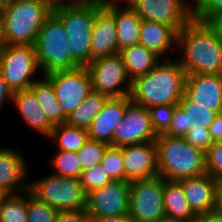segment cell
Returning a JSON list of instances; mask_svg holds the SVG:
<instances>
[{"label": "cell", "mask_w": 222, "mask_h": 222, "mask_svg": "<svg viewBox=\"0 0 222 222\" xmlns=\"http://www.w3.org/2000/svg\"><path fill=\"white\" fill-rule=\"evenodd\" d=\"M157 137L148 108L131 101L126 106L122 121L114 131L113 146L143 144L155 141Z\"/></svg>", "instance_id": "obj_14"}, {"label": "cell", "mask_w": 222, "mask_h": 222, "mask_svg": "<svg viewBox=\"0 0 222 222\" xmlns=\"http://www.w3.org/2000/svg\"><path fill=\"white\" fill-rule=\"evenodd\" d=\"M177 105H154L148 108L153 128L157 135L164 134L172 121V115Z\"/></svg>", "instance_id": "obj_36"}, {"label": "cell", "mask_w": 222, "mask_h": 222, "mask_svg": "<svg viewBox=\"0 0 222 222\" xmlns=\"http://www.w3.org/2000/svg\"><path fill=\"white\" fill-rule=\"evenodd\" d=\"M102 5L103 0H63L54 4L52 13L62 22L69 37L70 55L80 66L91 62L92 29Z\"/></svg>", "instance_id": "obj_3"}, {"label": "cell", "mask_w": 222, "mask_h": 222, "mask_svg": "<svg viewBox=\"0 0 222 222\" xmlns=\"http://www.w3.org/2000/svg\"><path fill=\"white\" fill-rule=\"evenodd\" d=\"M28 191L5 195L0 201V222H27Z\"/></svg>", "instance_id": "obj_30"}, {"label": "cell", "mask_w": 222, "mask_h": 222, "mask_svg": "<svg viewBox=\"0 0 222 222\" xmlns=\"http://www.w3.org/2000/svg\"><path fill=\"white\" fill-rule=\"evenodd\" d=\"M45 77L52 83L56 98L68 116L92 91L91 78L85 66L54 72Z\"/></svg>", "instance_id": "obj_12"}, {"label": "cell", "mask_w": 222, "mask_h": 222, "mask_svg": "<svg viewBox=\"0 0 222 222\" xmlns=\"http://www.w3.org/2000/svg\"><path fill=\"white\" fill-rule=\"evenodd\" d=\"M186 73L178 60L162 59L147 74L132 81L131 101L149 108L178 105L184 95Z\"/></svg>", "instance_id": "obj_2"}, {"label": "cell", "mask_w": 222, "mask_h": 222, "mask_svg": "<svg viewBox=\"0 0 222 222\" xmlns=\"http://www.w3.org/2000/svg\"><path fill=\"white\" fill-rule=\"evenodd\" d=\"M193 19L204 21L209 15L222 11V0H192Z\"/></svg>", "instance_id": "obj_38"}, {"label": "cell", "mask_w": 222, "mask_h": 222, "mask_svg": "<svg viewBox=\"0 0 222 222\" xmlns=\"http://www.w3.org/2000/svg\"><path fill=\"white\" fill-rule=\"evenodd\" d=\"M85 67L91 78L92 90L109 98L130 96L132 81L119 54L98 58Z\"/></svg>", "instance_id": "obj_10"}, {"label": "cell", "mask_w": 222, "mask_h": 222, "mask_svg": "<svg viewBox=\"0 0 222 222\" xmlns=\"http://www.w3.org/2000/svg\"><path fill=\"white\" fill-rule=\"evenodd\" d=\"M29 182V192L39 201L60 211H74L86 208L87 194L80 179L67 178L50 173Z\"/></svg>", "instance_id": "obj_7"}, {"label": "cell", "mask_w": 222, "mask_h": 222, "mask_svg": "<svg viewBox=\"0 0 222 222\" xmlns=\"http://www.w3.org/2000/svg\"><path fill=\"white\" fill-rule=\"evenodd\" d=\"M119 55L131 81L147 74L162 60L140 43L119 51Z\"/></svg>", "instance_id": "obj_25"}, {"label": "cell", "mask_w": 222, "mask_h": 222, "mask_svg": "<svg viewBox=\"0 0 222 222\" xmlns=\"http://www.w3.org/2000/svg\"><path fill=\"white\" fill-rule=\"evenodd\" d=\"M141 20L172 26L177 32L193 19V2L189 0H126Z\"/></svg>", "instance_id": "obj_11"}, {"label": "cell", "mask_w": 222, "mask_h": 222, "mask_svg": "<svg viewBox=\"0 0 222 222\" xmlns=\"http://www.w3.org/2000/svg\"><path fill=\"white\" fill-rule=\"evenodd\" d=\"M80 181L83 190L86 194L90 193L92 190L100 188L113 180L110 178L108 173L104 170L101 164L95 165L90 169L83 170Z\"/></svg>", "instance_id": "obj_35"}, {"label": "cell", "mask_w": 222, "mask_h": 222, "mask_svg": "<svg viewBox=\"0 0 222 222\" xmlns=\"http://www.w3.org/2000/svg\"><path fill=\"white\" fill-rule=\"evenodd\" d=\"M119 54L117 27L113 14L102 5L97 11L92 29L91 61Z\"/></svg>", "instance_id": "obj_19"}, {"label": "cell", "mask_w": 222, "mask_h": 222, "mask_svg": "<svg viewBox=\"0 0 222 222\" xmlns=\"http://www.w3.org/2000/svg\"><path fill=\"white\" fill-rule=\"evenodd\" d=\"M181 184L190 210L195 216L214 212L216 180L207 172L178 180Z\"/></svg>", "instance_id": "obj_21"}, {"label": "cell", "mask_w": 222, "mask_h": 222, "mask_svg": "<svg viewBox=\"0 0 222 222\" xmlns=\"http://www.w3.org/2000/svg\"><path fill=\"white\" fill-rule=\"evenodd\" d=\"M30 89L34 92L41 109L54 126L66 123L68 115L59 104L52 83L45 76L36 80Z\"/></svg>", "instance_id": "obj_27"}, {"label": "cell", "mask_w": 222, "mask_h": 222, "mask_svg": "<svg viewBox=\"0 0 222 222\" xmlns=\"http://www.w3.org/2000/svg\"><path fill=\"white\" fill-rule=\"evenodd\" d=\"M0 71L13 92L29 89L40 73L36 50L32 45H6L0 52Z\"/></svg>", "instance_id": "obj_9"}, {"label": "cell", "mask_w": 222, "mask_h": 222, "mask_svg": "<svg viewBox=\"0 0 222 222\" xmlns=\"http://www.w3.org/2000/svg\"><path fill=\"white\" fill-rule=\"evenodd\" d=\"M209 132L213 142L222 141V112L216 115Z\"/></svg>", "instance_id": "obj_43"}, {"label": "cell", "mask_w": 222, "mask_h": 222, "mask_svg": "<svg viewBox=\"0 0 222 222\" xmlns=\"http://www.w3.org/2000/svg\"><path fill=\"white\" fill-rule=\"evenodd\" d=\"M109 146L110 145L105 142L89 138V140L77 151L82 170H87L100 164L104 153Z\"/></svg>", "instance_id": "obj_32"}, {"label": "cell", "mask_w": 222, "mask_h": 222, "mask_svg": "<svg viewBox=\"0 0 222 222\" xmlns=\"http://www.w3.org/2000/svg\"><path fill=\"white\" fill-rule=\"evenodd\" d=\"M177 49L186 75H222V41L205 22L192 19L180 30Z\"/></svg>", "instance_id": "obj_1"}, {"label": "cell", "mask_w": 222, "mask_h": 222, "mask_svg": "<svg viewBox=\"0 0 222 222\" xmlns=\"http://www.w3.org/2000/svg\"><path fill=\"white\" fill-rule=\"evenodd\" d=\"M206 171L215 180L222 179V141L213 142L205 152Z\"/></svg>", "instance_id": "obj_37"}, {"label": "cell", "mask_w": 222, "mask_h": 222, "mask_svg": "<svg viewBox=\"0 0 222 222\" xmlns=\"http://www.w3.org/2000/svg\"><path fill=\"white\" fill-rule=\"evenodd\" d=\"M217 114V111L190 100L184 94L175 107L169 129L164 134L183 138L190 128L209 129Z\"/></svg>", "instance_id": "obj_15"}, {"label": "cell", "mask_w": 222, "mask_h": 222, "mask_svg": "<svg viewBox=\"0 0 222 222\" xmlns=\"http://www.w3.org/2000/svg\"><path fill=\"white\" fill-rule=\"evenodd\" d=\"M2 5H3V2L0 0V15H1V12H2Z\"/></svg>", "instance_id": "obj_49"}, {"label": "cell", "mask_w": 222, "mask_h": 222, "mask_svg": "<svg viewBox=\"0 0 222 222\" xmlns=\"http://www.w3.org/2000/svg\"><path fill=\"white\" fill-rule=\"evenodd\" d=\"M185 141L204 152L213 144L209 129L207 128H190L183 137Z\"/></svg>", "instance_id": "obj_39"}, {"label": "cell", "mask_w": 222, "mask_h": 222, "mask_svg": "<svg viewBox=\"0 0 222 222\" xmlns=\"http://www.w3.org/2000/svg\"><path fill=\"white\" fill-rule=\"evenodd\" d=\"M214 211L222 214V179L216 180Z\"/></svg>", "instance_id": "obj_46"}, {"label": "cell", "mask_w": 222, "mask_h": 222, "mask_svg": "<svg viewBox=\"0 0 222 222\" xmlns=\"http://www.w3.org/2000/svg\"><path fill=\"white\" fill-rule=\"evenodd\" d=\"M55 222H93L86 208L74 211H60Z\"/></svg>", "instance_id": "obj_40"}, {"label": "cell", "mask_w": 222, "mask_h": 222, "mask_svg": "<svg viewBox=\"0 0 222 222\" xmlns=\"http://www.w3.org/2000/svg\"><path fill=\"white\" fill-rule=\"evenodd\" d=\"M108 99L109 97L92 90L76 110L68 116L66 123L71 126L88 129Z\"/></svg>", "instance_id": "obj_28"}, {"label": "cell", "mask_w": 222, "mask_h": 222, "mask_svg": "<svg viewBox=\"0 0 222 222\" xmlns=\"http://www.w3.org/2000/svg\"><path fill=\"white\" fill-rule=\"evenodd\" d=\"M57 153L51 159L53 174L67 178L80 179L82 165L77 152L56 150Z\"/></svg>", "instance_id": "obj_31"}, {"label": "cell", "mask_w": 222, "mask_h": 222, "mask_svg": "<svg viewBox=\"0 0 222 222\" xmlns=\"http://www.w3.org/2000/svg\"><path fill=\"white\" fill-rule=\"evenodd\" d=\"M6 46L5 37H4V29H3V17L0 15V52Z\"/></svg>", "instance_id": "obj_47"}, {"label": "cell", "mask_w": 222, "mask_h": 222, "mask_svg": "<svg viewBox=\"0 0 222 222\" xmlns=\"http://www.w3.org/2000/svg\"><path fill=\"white\" fill-rule=\"evenodd\" d=\"M48 139L56 143L57 150L77 152L89 140V134L87 129L62 123L52 129Z\"/></svg>", "instance_id": "obj_29"}, {"label": "cell", "mask_w": 222, "mask_h": 222, "mask_svg": "<svg viewBox=\"0 0 222 222\" xmlns=\"http://www.w3.org/2000/svg\"><path fill=\"white\" fill-rule=\"evenodd\" d=\"M5 196V194H3L1 191H0V201L1 199Z\"/></svg>", "instance_id": "obj_50"}, {"label": "cell", "mask_w": 222, "mask_h": 222, "mask_svg": "<svg viewBox=\"0 0 222 222\" xmlns=\"http://www.w3.org/2000/svg\"><path fill=\"white\" fill-rule=\"evenodd\" d=\"M28 167L18 149L0 148V191L5 195L29 191V183L26 181L30 171Z\"/></svg>", "instance_id": "obj_17"}, {"label": "cell", "mask_w": 222, "mask_h": 222, "mask_svg": "<svg viewBox=\"0 0 222 222\" xmlns=\"http://www.w3.org/2000/svg\"><path fill=\"white\" fill-rule=\"evenodd\" d=\"M58 211L28 191L27 222H55Z\"/></svg>", "instance_id": "obj_34"}, {"label": "cell", "mask_w": 222, "mask_h": 222, "mask_svg": "<svg viewBox=\"0 0 222 222\" xmlns=\"http://www.w3.org/2000/svg\"><path fill=\"white\" fill-rule=\"evenodd\" d=\"M155 142L158 175L165 180L178 181L207 172L205 152L187 143L184 138L161 134Z\"/></svg>", "instance_id": "obj_5"}, {"label": "cell", "mask_w": 222, "mask_h": 222, "mask_svg": "<svg viewBox=\"0 0 222 222\" xmlns=\"http://www.w3.org/2000/svg\"><path fill=\"white\" fill-rule=\"evenodd\" d=\"M194 222H222V214L214 211L197 215Z\"/></svg>", "instance_id": "obj_45"}, {"label": "cell", "mask_w": 222, "mask_h": 222, "mask_svg": "<svg viewBox=\"0 0 222 222\" xmlns=\"http://www.w3.org/2000/svg\"><path fill=\"white\" fill-rule=\"evenodd\" d=\"M130 102V96L109 98L87 129L89 138L113 146L114 131L122 121L126 106Z\"/></svg>", "instance_id": "obj_20"}, {"label": "cell", "mask_w": 222, "mask_h": 222, "mask_svg": "<svg viewBox=\"0 0 222 222\" xmlns=\"http://www.w3.org/2000/svg\"><path fill=\"white\" fill-rule=\"evenodd\" d=\"M130 181H112L87 194L86 210L92 219L129 213Z\"/></svg>", "instance_id": "obj_13"}, {"label": "cell", "mask_w": 222, "mask_h": 222, "mask_svg": "<svg viewBox=\"0 0 222 222\" xmlns=\"http://www.w3.org/2000/svg\"><path fill=\"white\" fill-rule=\"evenodd\" d=\"M93 222H136L133 217L127 213L120 216H108L103 218H95Z\"/></svg>", "instance_id": "obj_44"}, {"label": "cell", "mask_w": 222, "mask_h": 222, "mask_svg": "<svg viewBox=\"0 0 222 222\" xmlns=\"http://www.w3.org/2000/svg\"><path fill=\"white\" fill-rule=\"evenodd\" d=\"M54 4L49 0H7L2 5L6 45H32L52 14Z\"/></svg>", "instance_id": "obj_4"}, {"label": "cell", "mask_w": 222, "mask_h": 222, "mask_svg": "<svg viewBox=\"0 0 222 222\" xmlns=\"http://www.w3.org/2000/svg\"><path fill=\"white\" fill-rule=\"evenodd\" d=\"M177 37L178 32L172 26L141 20L139 43L153 51L161 59H170L168 57L169 51L177 50Z\"/></svg>", "instance_id": "obj_23"}, {"label": "cell", "mask_w": 222, "mask_h": 222, "mask_svg": "<svg viewBox=\"0 0 222 222\" xmlns=\"http://www.w3.org/2000/svg\"><path fill=\"white\" fill-rule=\"evenodd\" d=\"M68 38L62 22L52 13L45 20L34 44L41 76L80 66L70 55Z\"/></svg>", "instance_id": "obj_6"}, {"label": "cell", "mask_w": 222, "mask_h": 222, "mask_svg": "<svg viewBox=\"0 0 222 222\" xmlns=\"http://www.w3.org/2000/svg\"><path fill=\"white\" fill-rule=\"evenodd\" d=\"M125 181L147 179L158 175L157 146L155 141L122 146Z\"/></svg>", "instance_id": "obj_16"}, {"label": "cell", "mask_w": 222, "mask_h": 222, "mask_svg": "<svg viewBox=\"0 0 222 222\" xmlns=\"http://www.w3.org/2000/svg\"><path fill=\"white\" fill-rule=\"evenodd\" d=\"M184 94L208 109L222 112V75L187 74Z\"/></svg>", "instance_id": "obj_18"}, {"label": "cell", "mask_w": 222, "mask_h": 222, "mask_svg": "<svg viewBox=\"0 0 222 222\" xmlns=\"http://www.w3.org/2000/svg\"><path fill=\"white\" fill-rule=\"evenodd\" d=\"M100 164L112 180H125V168L122 158V147L109 146L105 151Z\"/></svg>", "instance_id": "obj_33"}, {"label": "cell", "mask_w": 222, "mask_h": 222, "mask_svg": "<svg viewBox=\"0 0 222 222\" xmlns=\"http://www.w3.org/2000/svg\"><path fill=\"white\" fill-rule=\"evenodd\" d=\"M49 1H51L53 4H57V3H59L60 1H63V0H49Z\"/></svg>", "instance_id": "obj_48"}, {"label": "cell", "mask_w": 222, "mask_h": 222, "mask_svg": "<svg viewBox=\"0 0 222 222\" xmlns=\"http://www.w3.org/2000/svg\"><path fill=\"white\" fill-rule=\"evenodd\" d=\"M164 178L160 175L130 182L129 214L136 222L166 221Z\"/></svg>", "instance_id": "obj_8"}, {"label": "cell", "mask_w": 222, "mask_h": 222, "mask_svg": "<svg viewBox=\"0 0 222 222\" xmlns=\"http://www.w3.org/2000/svg\"><path fill=\"white\" fill-rule=\"evenodd\" d=\"M12 104L29 128L42 136L50 137L55 126L41 109V105L30 88L14 92Z\"/></svg>", "instance_id": "obj_24"}, {"label": "cell", "mask_w": 222, "mask_h": 222, "mask_svg": "<svg viewBox=\"0 0 222 222\" xmlns=\"http://www.w3.org/2000/svg\"><path fill=\"white\" fill-rule=\"evenodd\" d=\"M121 1L103 0V5L113 14L116 22L119 51L139 44V31L141 27V18L136 11L126 0Z\"/></svg>", "instance_id": "obj_22"}, {"label": "cell", "mask_w": 222, "mask_h": 222, "mask_svg": "<svg viewBox=\"0 0 222 222\" xmlns=\"http://www.w3.org/2000/svg\"><path fill=\"white\" fill-rule=\"evenodd\" d=\"M163 200L167 221L194 222L196 216L190 210L184 190L178 181L164 179Z\"/></svg>", "instance_id": "obj_26"}, {"label": "cell", "mask_w": 222, "mask_h": 222, "mask_svg": "<svg viewBox=\"0 0 222 222\" xmlns=\"http://www.w3.org/2000/svg\"><path fill=\"white\" fill-rule=\"evenodd\" d=\"M13 94L14 92L8 86V83L5 81L3 74L0 71V112L4 108L7 101H11L12 103Z\"/></svg>", "instance_id": "obj_42"}, {"label": "cell", "mask_w": 222, "mask_h": 222, "mask_svg": "<svg viewBox=\"0 0 222 222\" xmlns=\"http://www.w3.org/2000/svg\"><path fill=\"white\" fill-rule=\"evenodd\" d=\"M203 22H205V24L222 41V11L209 15Z\"/></svg>", "instance_id": "obj_41"}]
</instances>
